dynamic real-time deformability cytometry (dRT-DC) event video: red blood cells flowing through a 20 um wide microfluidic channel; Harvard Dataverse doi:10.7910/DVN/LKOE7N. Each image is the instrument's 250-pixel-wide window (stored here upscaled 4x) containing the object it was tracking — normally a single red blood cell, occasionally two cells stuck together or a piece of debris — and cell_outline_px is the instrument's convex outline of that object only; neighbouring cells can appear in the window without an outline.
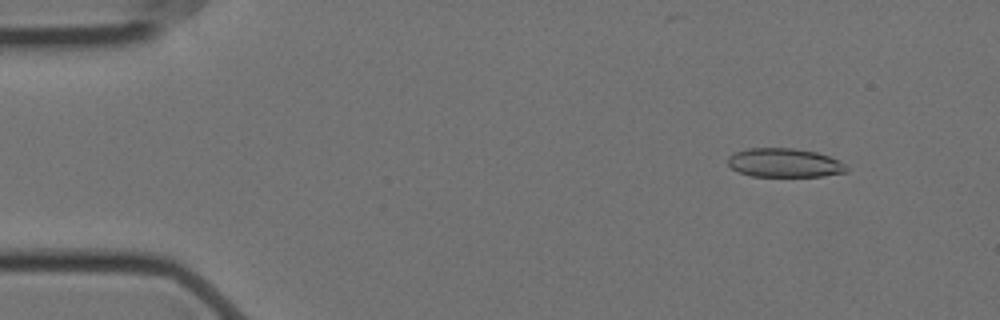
{"species": "Egyptian fruit bat (a non-hibernating species)", "species_latin": "Rousettus aegyptiacus", "temperature_condition": "cold", "stored_images_in_passage": 58, "camera_frame_rate_fps": 3000, "um_per_image_px": 0.085, "animal": {"sex": "female"}, "frame": {"image": 1, "passage_image": 6, "time_ms": 1.667, "image_size_px": [1000, 320], "cell_outline_px": [[848, 172], [824, 176], [752, 176], [736, 172], [728, 164], [728, 156], [736, 152], [748, 148], [792, 148], [816, 152], [828, 156], [844, 164], [848, 168]], "centroid_in_image_um": [66.66, 13.85], "position_along_channel_um": 18.3, "area_um2": 19.94}}
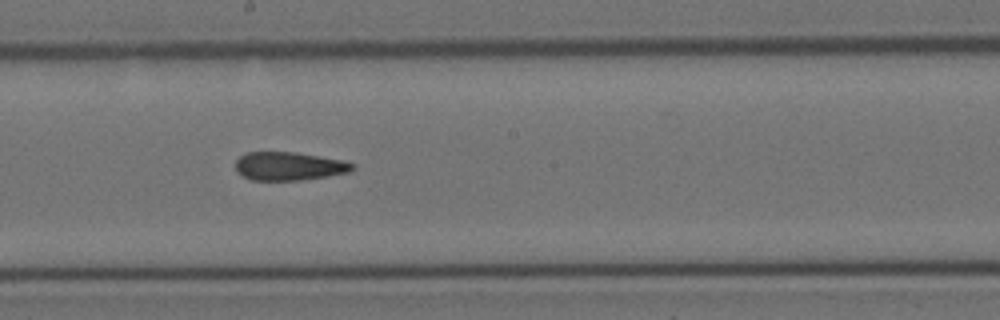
{"frame": {"image": 2, "passage_image": 31, "time_ms": 10.0, "image_size_px": [1000, 320], "cell_outline_px": [[356, 168], [348, 172], [300, 180], [248, 180], [240, 176], [236, 172], [236, 160], [240, 156], [248, 152], [296, 152], [344, 160], [356, 164]], "centroid_in_image_um": [24.54, 14.12], "position_along_channel_um": 223.7, "area_um2": 19.48}}
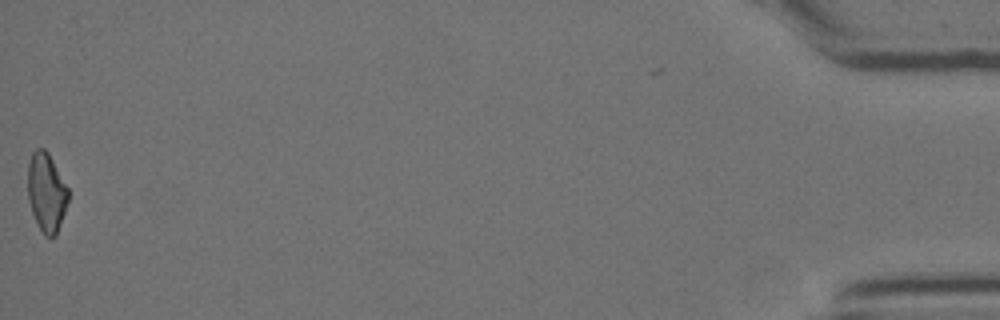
{"frame": {"image": 3, "passage_image": 57, "time_ms": 18.667, "image_size_px": [1000, 320], "cell_outline_px": [[68, 200], [56, 236], [44, 236], [32, 212], [28, 200], [28, 164], [32, 152], [36, 148], [44, 148], [48, 152], [68, 188]], "centroid_in_image_um": [3.94, 16.32], "position_along_channel_um": 431.3, "area_um2": 18.38}, "authors_computed_cell_mechanics": {"area_um2": 20.1722, "velocity_mm_per_s": 3.5423, "shape_relaxation_time_tau1_ms": null, "shape_relaxation_time_tau2_ms": 3.3438, "deformation_change_tau1": null, "deformation_change_tau2": 0.1082}}